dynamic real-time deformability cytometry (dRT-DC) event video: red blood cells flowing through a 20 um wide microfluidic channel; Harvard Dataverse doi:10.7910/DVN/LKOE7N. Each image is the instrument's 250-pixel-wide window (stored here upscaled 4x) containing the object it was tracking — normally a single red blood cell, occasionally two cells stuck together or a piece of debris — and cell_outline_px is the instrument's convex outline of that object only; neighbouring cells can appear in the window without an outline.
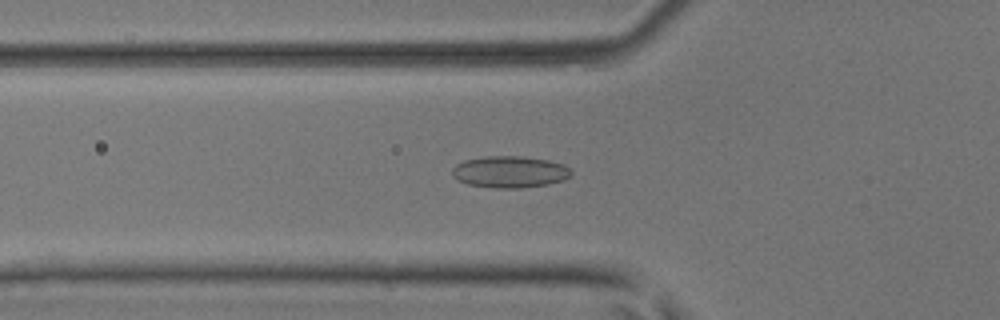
{"species": "common noctule bat (a hibernating species)", "species_latin": "Nyctalus noctula", "temperature_condition": "room temperature", "stored_images_in_passage": 41, "camera_frame_rate_fps": 3000, "um_per_image_px": 0.085, "animal": {"sex": "male", "body_mass_g": 17.9, "forearm_length_mm": 54.2}, "frame": {"image": 1, "passage_image": 9, "time_ms": 2.667, "image_size_px": [1000, 320], "cell_outline_px": [[572, 172], [564, 180], [548, 184], [520, 188], [496, 188], [468, 184], [456, 180], [452, 176], [452, 168], [456, 164], [464, 160], [484, 156], [520, 156], [548, 160], [564, 164]], "centroid_in_image_um": [43.3, 14.6], "position_along_channel_um": 82.5, "area_um2": 22.02}}
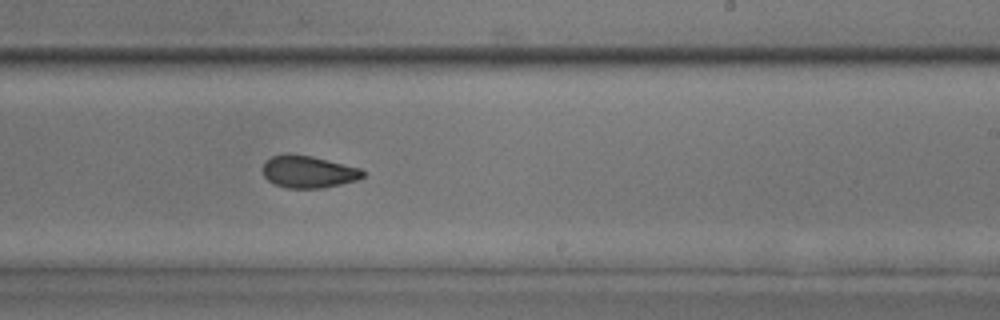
{"frame": {"image": 2, "passage_image": 22, "time_ms": 7.0, "image_size_px": [1000, 320], "cell_outline_px": [[364, 176], [356, 180], [324, 188], [288, 188], [272, 184], [264, 176], [264, 160], [272, 156], [288, 152], [292, 152], [312, 156], [360, 168], [364, 172]], "centroid_in_image_um": [26.17, 14.58], "position_along_channel_um": 262.8, "area_um2": 18.96}}
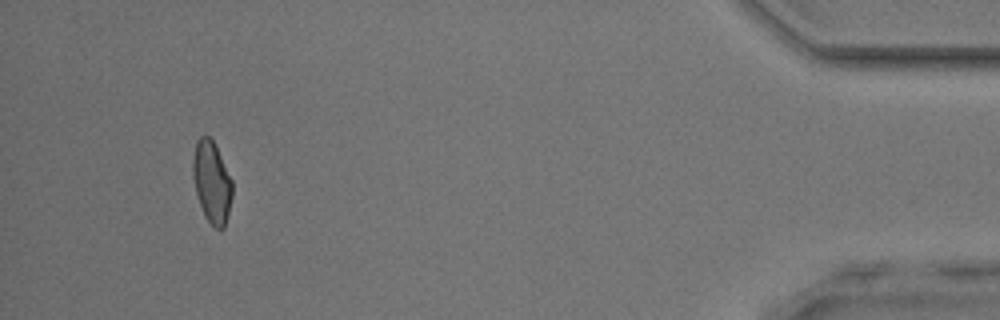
{"frame": {"image": 3, "passage_image": 38, "time_ms": 12.333, "image_size_px": [1000, 320], "cell_outline_px": [[232, 196], [224, 228], [216, 228], [204, 216], [196, 192], [192, 172], [192, 160], [196, 140], [200, 136], [208, 136], [212, 140], [232, 180]], "centroid_in_image_um": [17.98, 15.46], "position_along_channel_um": 417.2, "area_um2": 18.44}, "authors_computed_cell_mechanics": {"area_um2": 19.2474, "velocity_mm_per_s": 4.1688, "shape_relaxation_time_tau1_ms": null, "shape_relaxation_time_tau2_ms": 1.5416, "deformation_change_tau1": null, "deformation_change_tau2": 0.0732}}